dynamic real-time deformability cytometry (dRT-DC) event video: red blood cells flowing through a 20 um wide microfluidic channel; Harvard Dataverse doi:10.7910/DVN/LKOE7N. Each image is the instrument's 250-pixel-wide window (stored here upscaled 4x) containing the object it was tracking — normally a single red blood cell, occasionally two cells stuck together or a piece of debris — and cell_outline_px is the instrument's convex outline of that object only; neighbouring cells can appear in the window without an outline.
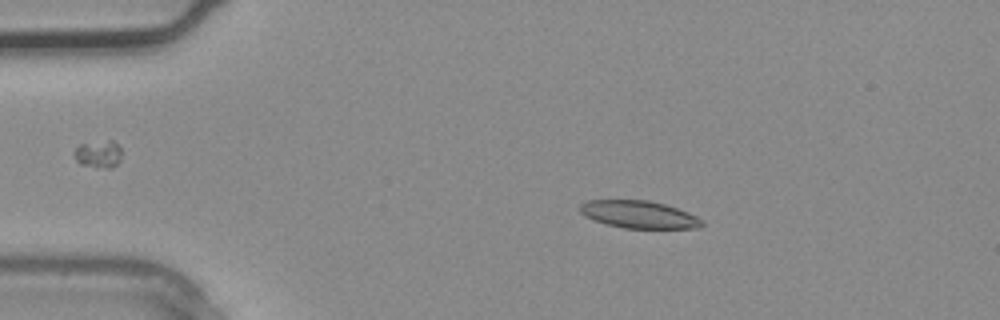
{"species": "common noctule bat (a hibernating species)", "species_latin": "Nyctalus noctula", "temperature_condition": "warm", "stored_images_in_passage": 5, "camera_frame_rate_fps": 3000, "um_per_image_px": 0.085, "animal": {"sex": "male", "body_mass_g": 20.4}, "frame": {"image": 1, "passage_image": 3, "time_ms": 0.667, "image_size_px": [1000, 320], "cell_outline_px": [[704, 224], [700, 228], [624, 228], [608, 224], [584, 216], [580, 212], [580, 204], [588, 200], [648, 200], [664, 204], [688, 212], [704, 220]], "centroid_in_image_um": [54.33, 18.23], "position_along_channel_um": 30.7, "area_um2": 19.42}}